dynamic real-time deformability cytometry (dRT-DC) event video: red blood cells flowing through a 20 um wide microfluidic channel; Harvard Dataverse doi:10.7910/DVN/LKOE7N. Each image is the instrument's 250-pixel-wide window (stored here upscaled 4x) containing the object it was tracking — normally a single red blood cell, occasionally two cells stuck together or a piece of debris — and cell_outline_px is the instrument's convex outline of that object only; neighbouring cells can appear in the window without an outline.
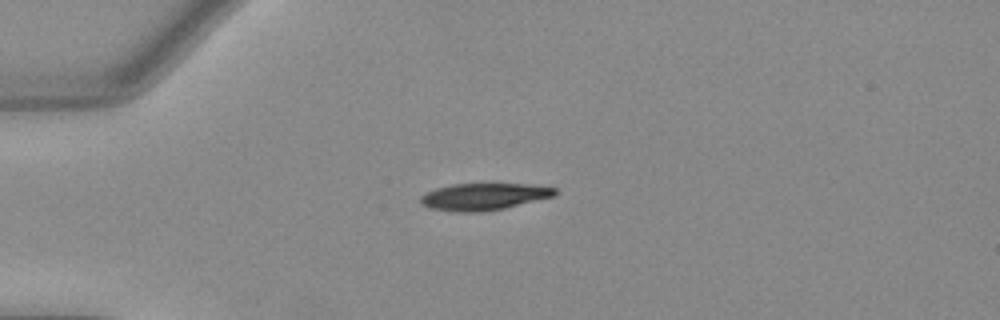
{"species": "Egyptian fruit bat (a non-hibernating species)", "species_latin": "Rousettus aegyptiacus", "temperature_condition": "warm", "stored_images_in_passage": 16, "camera_frame_rate_fps": 3000, "um_per_image_px": 0.085, "animal": {"sex": "female"}, "frame": {"image": 1, "passage_image": 1, "time_ms": 0.0, "image_size_px": [1000, 320], "cell_outline_px": [[556, 192], [552, 196], [504, 208], [480, 212], [456, 212], [428, 208], [420, 204], [420, 196], [436, 188], [456, 184], [528, 184], [556, 188]], "centroid_in_image_um": [41.06, 16.72], "position_along_channel_um": 43.9, "area_um2": 20.81}}
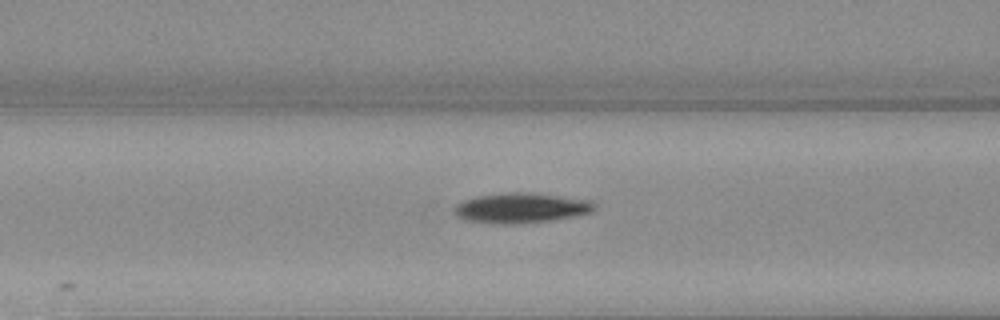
{"frame": {"image": 2, "passage_image": 9, "time_ms": 2.667, "image_size_px": [1000, 320], "cell_outline_px": [[596, 208], [592, 212], [548, 220], [496, 224], [468, 220], [456, 216], [452, 208], [456, 204], [464, 200], [476, 196], [508, 192], [536, 192], [592, 200], [596, 204]], "centroid_in_image_um": [44.29, 17.64], "position_along_channel_um": 122.3, "area_um2": 24.45}}
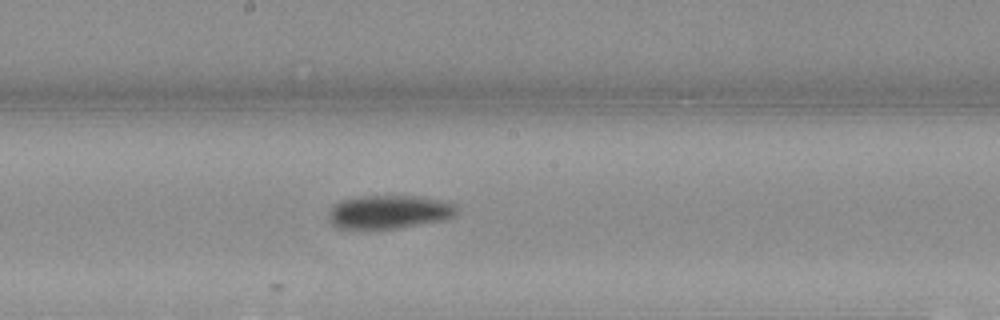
{"frame": {"image": 3, "passage_image": 16, "time_ms": 5.0, "image_size_px": [1000, 320], "cell_outline_px": [[460, 208], [456, 216], [444, 220], [372, 232], [360, 232], [336, 228], [328, 220], [328, 212], [336, 204], [344, 200], [360, 196], [420, 196], [448, 200], [456, 204]], "centroid_in_image_um": [33.09, 18.06], "position_along_channel_um": 215.1, "area_um2": 26.3}}